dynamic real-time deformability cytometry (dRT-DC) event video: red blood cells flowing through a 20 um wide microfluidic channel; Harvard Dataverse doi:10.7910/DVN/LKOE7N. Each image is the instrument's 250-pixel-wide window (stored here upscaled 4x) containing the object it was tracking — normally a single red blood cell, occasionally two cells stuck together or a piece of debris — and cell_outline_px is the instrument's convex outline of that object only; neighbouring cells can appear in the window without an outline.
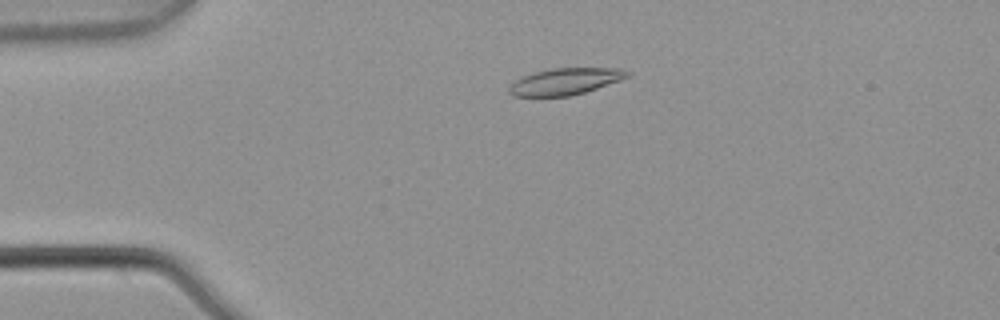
{"species": "common noctule bat (a hibernating species)", "species_latin": "Nyctalus noctula", "temperature_condition": "warm", "stored_images_in_passage": 3, "camera_frame_rate_fps": 3000, "um_per_image_px": 0.085, "animal": {"sex": "male", "body_mass_g": 21.5, "forearm_length_mm": 52.0}, "frame": {"image": 1, "passage_image": 2, "time_ms": 0.333, "image_size_px": [1000, 320], "cell_outline_px": [[632, 76], [584, 92], [568, 96], [512, 96], [508, 92], [508, 88], [516, 80], [532, 72], [552, 68], [624, 68], [632, 72]], "centroid_in_image_um": [48.09, 6.91], "position_along_channel_um": 36.9, "area_um2": 18.38}}